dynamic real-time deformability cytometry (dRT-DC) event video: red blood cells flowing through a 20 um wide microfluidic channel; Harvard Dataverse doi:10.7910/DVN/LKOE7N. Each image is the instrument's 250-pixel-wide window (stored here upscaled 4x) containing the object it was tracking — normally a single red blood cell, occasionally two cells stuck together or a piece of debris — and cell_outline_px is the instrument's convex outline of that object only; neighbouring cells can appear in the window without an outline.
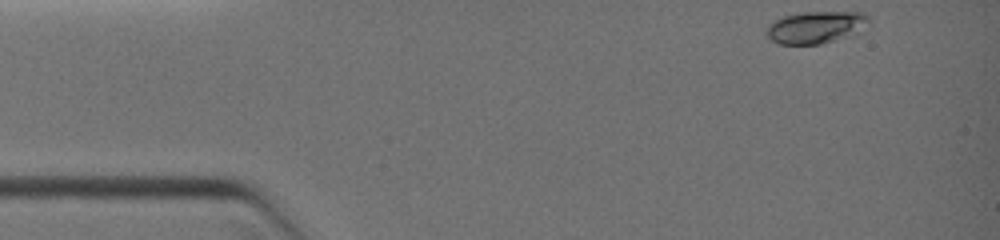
{"species": "common noctule bat (a hibernating species)", "species_latin": "Nyctalus noctula", "temperature_condition": "warm", "stored_images_in_passage": 16, "camera_frame_rate_fps": 3000, "um_per_image_px": 0.085, "animal": {"sex": "female", "body_mass_g": 19.0, "forearm_length_mm": 51.5}, "frame": {"image": 1, "passage_image": 1, "time_ms": 0.0, "image_size_px": [1000, 240], "cell_outline_px": [[868, 20], [856, 36], [820, 44], [780, 44], [772, 40], [764, 32], [764, 28], [772, 20], [784, 16], [804, 12], [864, 12], [868, 16]], "centroid_in_image_um": [69.32, 2.33], "position_along_channel_um": 15.7, "area_um2": 19.48}}
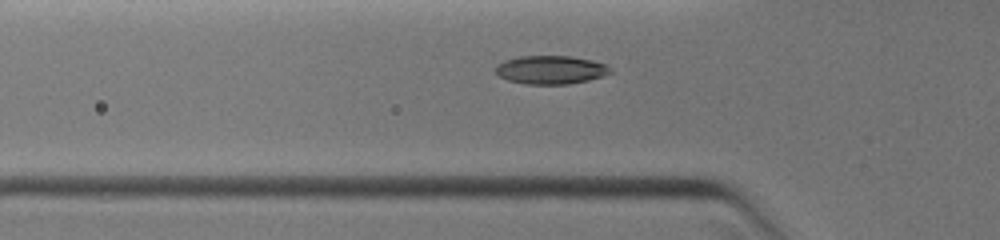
{"frame": {"image": 2, "passage_image": 10, "time_ms": 3.333, "image_size_px": [1000, 240], "cell_outline_px": [[612, 72], [604, 76], [588, 80], [568, 84], [524, 84], [508, 80], [500, 76], [496, 72], [496, 64], [504, 60], [520, 56], [572, 56], [592, 60], [604, 64], [612, 68]], "centroid_in_image_um": [46.82, 5.93], "position_along_channel_um": 79.0, "area_um2": 19.07}}
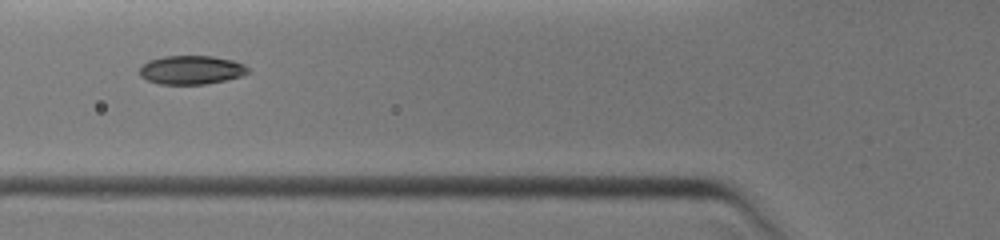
{"frame": {"image": 3, "passage_image": 12, "time_ms": 4.0, "image_size_px": [1000, 240], "cell_outline_px": [[252, 72], [228, 80], [204, 84], [160, 84], [148, 80], [140, 76], [140, 64], [148, 60], [164, 56], [212, 56], [232, 60], [244, 64]], "centroid_in_image_um": [16.26, 5.94], "position_along_channel_um": 109.5, "area_um2": 18.32}}